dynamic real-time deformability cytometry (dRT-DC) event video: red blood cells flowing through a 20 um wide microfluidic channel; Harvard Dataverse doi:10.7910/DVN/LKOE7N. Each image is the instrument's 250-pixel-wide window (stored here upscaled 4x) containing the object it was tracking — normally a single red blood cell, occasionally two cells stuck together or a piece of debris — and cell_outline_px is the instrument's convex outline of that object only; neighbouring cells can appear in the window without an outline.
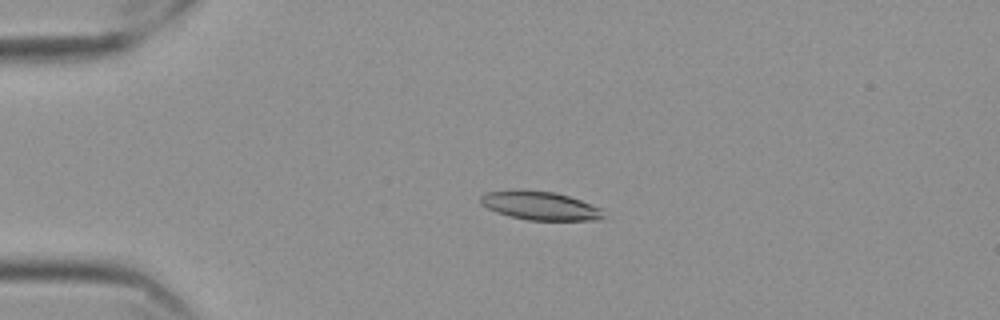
{"species": "Egyptian fruit bat (a non-hibernating species)", "species_latin": "Rousettus aegyptiacus", "temperature_condition": "cold", "stored_images_in_passage": 57, "camera_frame_rate_fps": 3000, "um_per_image_px": 0.085, "frame": {"image": 1, "passage_image": 13, "time_ms": 4.0, "image_size_px": [1000, 320], "cell_outline_px": [[604, 216], [600, 220], [528, 220], [508, 216], [496, 212], [480, 204], [480, 196], [484, 192], [516, 188], [520, 188], [556, 192], [580, 200], [600, 208]], "centroid_in_image_um": [45.82, 17.46], "position_along_channel_um": 39.2, "area_um2": 20.87}}
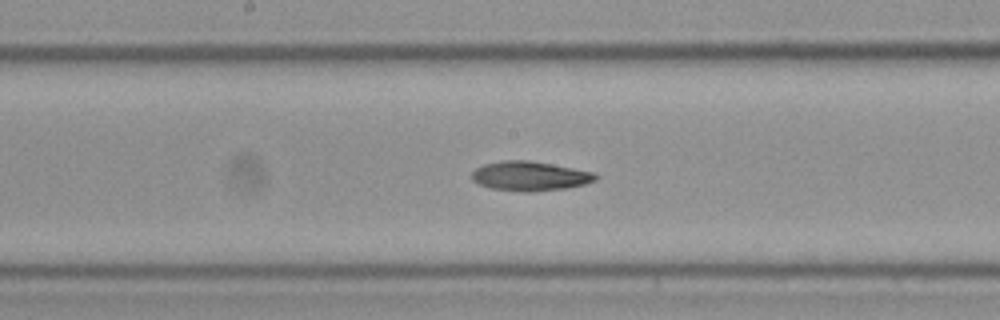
{"frame": {"image": 2, "passage_image": 30, "time_ms": 9.667, "image_size_px": [1000, 320], "cell_outline_px": [[600, 176], [596, 180], [584, 184], [568, 188], [532, 192], [520, 192], [492, 188], [480, 184], [472, 180], [472, 172], [476, 168], [484, 164], [504, 160], [528, 160], [552, 164], [596, 172]], "centroid_in_image_um": [45.09, 14.97], "position_along_channel_um": 203.1, "area_um2": 21.39}}
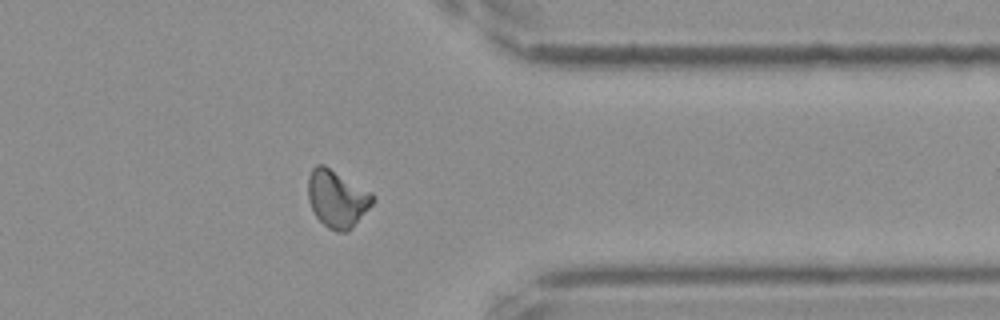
{"frame": {"image": 3, "passage_image": 46, "time_ms": 15.0, "image_size_px": [1000, 320], "cell_outline_px": [[376, 200], [352, 228], [348, 232], [336, 232], [328, 228], [316, 216], [308, 200], [308, 176], [312, 168], [316, 164], [324, 164], [372, 192], [376, 196]], "centroid_in_image_um": [28.67, 16.88], "position_along_channel_um": 382.7, "area_um2": 21.85}}